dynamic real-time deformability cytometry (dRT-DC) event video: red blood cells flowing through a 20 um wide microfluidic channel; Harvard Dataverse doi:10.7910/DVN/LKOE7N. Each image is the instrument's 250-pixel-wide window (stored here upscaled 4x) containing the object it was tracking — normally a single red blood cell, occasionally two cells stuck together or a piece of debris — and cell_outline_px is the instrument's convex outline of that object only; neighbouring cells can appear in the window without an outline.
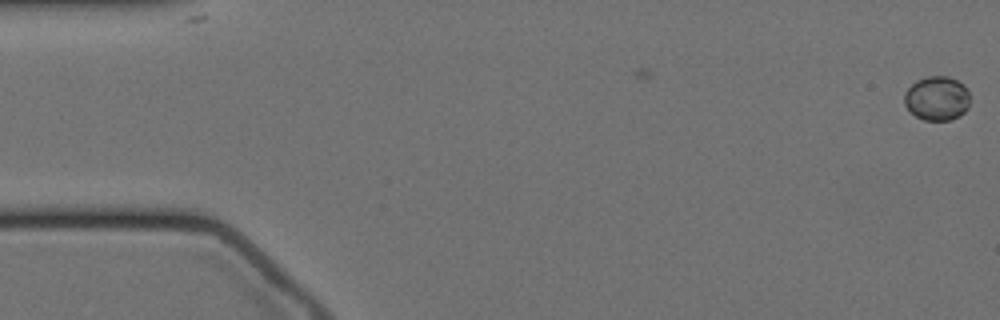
{"species": "Egyptian fruit bat (a non-hibernating species)", "species_latin": "Rousettus aegyptiacus", "temperature_condition": "cold", "stored_images_in_passage": 4, "camera_frame_rate_fps": 3000, "um_per_image_px": 0.085, "animal": {"sex": "female"}, "frame": {"image": 1, "passage_image": 4, "time_ms": 1.0, "image_size_px": [1000, 320], "cell_outline_px": [[968, 108], [960, 116], [948, 120], [924, 120], [916, 116], [904, 104], [904, 92], [916, 80], [928, 76], [948, 76], [964, 84], [968, 88]], "centroid_in_image_um": [79.64, 8.35], "position_along_channel_um": 5.4, "area_um2": 16.94}}